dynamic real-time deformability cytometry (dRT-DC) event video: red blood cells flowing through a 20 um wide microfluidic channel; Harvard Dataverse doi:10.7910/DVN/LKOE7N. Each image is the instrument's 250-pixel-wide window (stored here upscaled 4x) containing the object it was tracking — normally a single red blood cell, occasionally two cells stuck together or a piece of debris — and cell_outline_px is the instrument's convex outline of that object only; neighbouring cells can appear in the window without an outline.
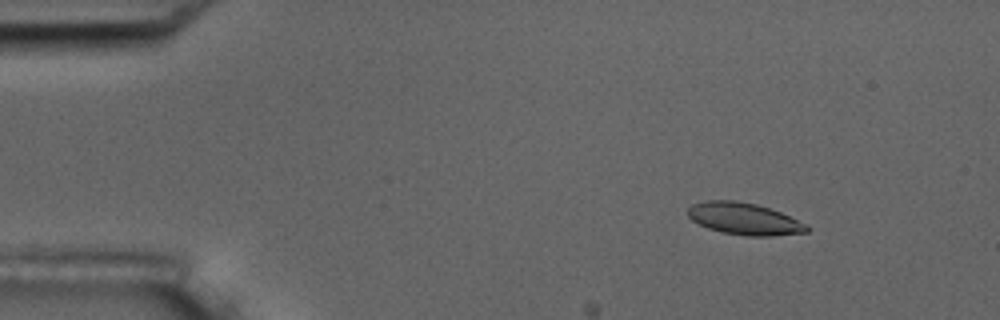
{"species": "common noctule bat (a hibernating species)", "species_latin": "Nyctalus noctula", "temperature_condition": "room temperature", "stored_images_in_passage": 11, "camera_frame_rate_fps": 3000, "um_per_image_px": 0.085, "animal": {"sex": "male", "body_mass_g": 17.5, "forearm_length_mm": 52.3}, "frame": {"image": 1, "passage_image": 2, "time_ms": 2.0, "image_size_px": [1000, 320], "cell_outline_px": [[812, 228], [808, 232], [772, 236], [748, 236], [720, 232], [708, 228], [692, 220], [688, 216], [688, 208], [692, 204], [708, 200], [732, 200], [756, 204], [780, 212], [808, 224]], "centroid_in_image_um": [63.29, 18.61], "position_along_channel_um": 21.7, "area_um2": 22.2}}
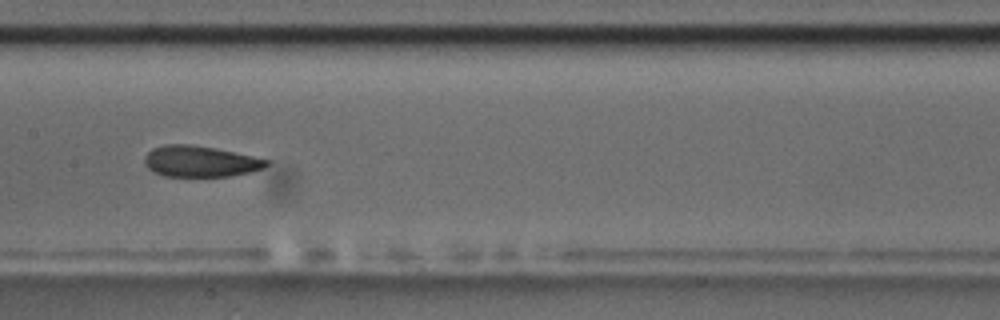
{"frame": {"image": 2, "passage_image": 8, "time_ms": 9.0, "image_size_px": [1000, 320], "cell_outline_px": [[268, 164], [264, 168], [252, 172], [232, 176], [164, 176], [152, 172], [144, 164], [144, 156], [152, 148], [164, 144], [192, 144], [252, 156], [268, 160]], "centroid_in_image_um": [16.97, 13.72], "position_along_channel_um": 190.4, "area_um2": 22.08}}